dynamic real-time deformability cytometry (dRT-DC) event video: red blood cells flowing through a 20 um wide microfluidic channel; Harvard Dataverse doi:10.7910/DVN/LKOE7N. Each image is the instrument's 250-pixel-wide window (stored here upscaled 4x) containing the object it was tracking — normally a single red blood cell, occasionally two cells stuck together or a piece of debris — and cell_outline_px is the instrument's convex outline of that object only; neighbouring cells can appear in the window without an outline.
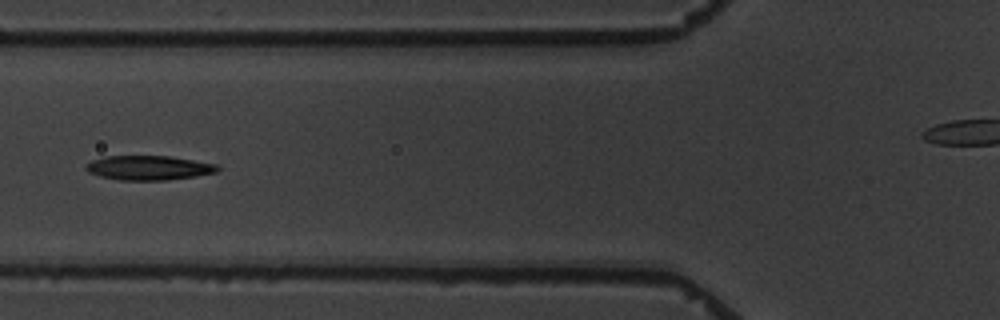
{"species": "common noctule bat (a hibernating species)", "species_latin": "Nyctalus noctula", "temperature_condition": "warm", "stored_images_in_passage": 12, "camera_frame_rate_fps": 3000, "um_per_image_px": 0.085, "animal": {"sex": "male", "body_mass_g": 19.5, "forearm_length_mm": 54.6}, "frame": {"image": 1, "passage_image": 6, "time_ms": 7.0, "image_size_px": [1000, 320], "cell_outline_px": [[220, 168], [216, 172], [196, 176], [168, 180], [120, 180], [100, 176], [88, 172], [84, 168], [92, 160], [104, 156], [168, 156], [216, 164]], "centroid_in_image_um": [12.63, 14.26], "position_along_channel_um": 113.2, "area_um2": 18.61}}
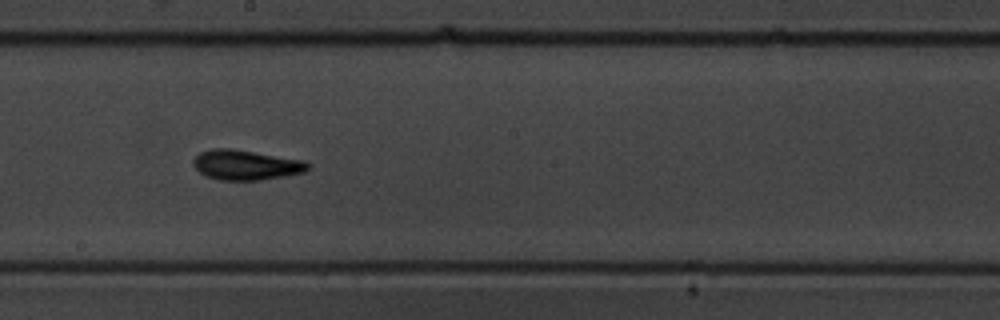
{"frame": {"image": 2, "passage_image": 9, "time_ms": 10.333, "image_size_px": [1000, 320], "cell_outline_px": [[312, 164], [304, 172], [284, 176], [256, 180], [220, 180], [208, 176], [200, 172], [192, 164], [192, 160], [200, 152], [212, 148], [232, 148], [304, 160]], "centroid_in_image_um": [20.91, 14.0], "position_along_channel_um": 227.3, "area_um2": 20.0}}
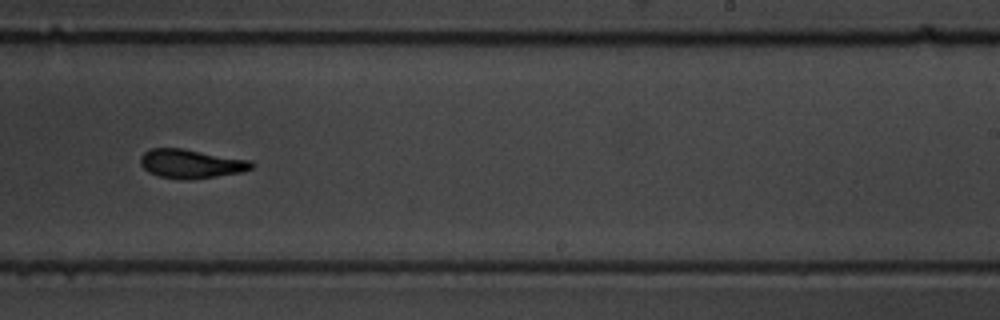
{"frame": {"image": 3, "passage_image": 10, "time_ms": 11.667, "image_size_px": [1000, 320], "cell_outline_px": [[252, 168], [240, 172], [216, 176], [188, 180], [180, 180], [160, 176], [148, 172], [140, 164], [140, 156], [144, 152], [152, 148], [184, 148], [252, 160]], "centroid_in_image_um": [16.21, 13.91], "position_along_channel_um": 272.8, "area_um2": 18.84}}